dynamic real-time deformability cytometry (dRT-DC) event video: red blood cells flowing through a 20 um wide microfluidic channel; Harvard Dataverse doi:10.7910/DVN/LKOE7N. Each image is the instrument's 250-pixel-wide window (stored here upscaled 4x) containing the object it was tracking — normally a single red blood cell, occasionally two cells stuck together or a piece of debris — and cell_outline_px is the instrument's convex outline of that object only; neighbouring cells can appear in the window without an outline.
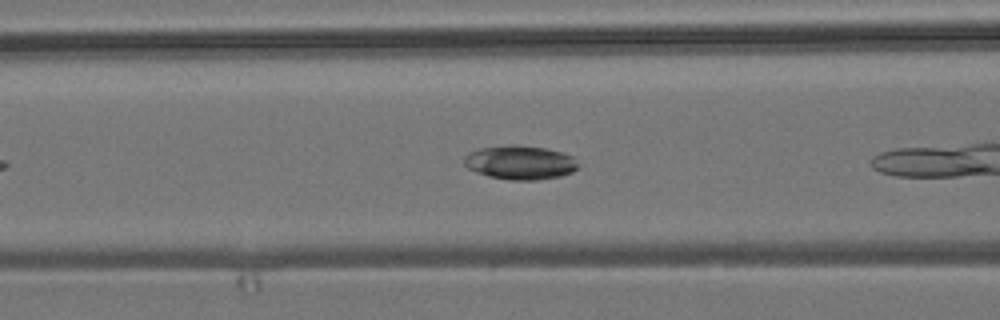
{"species": "common noctule bat (a hibernating species)", "species_latin": "Nyctalus noctula", "temperature_condition": "room temperature", "stored_images_in_passage": 13, "camera_frame_rate_fps": 3000, "um_per_image_px": 0.085, "animal": {"sex": "male", "body_mass_g": 19.2, "forearm_length_mm": 51.8}, "frame": {"image": 1, "passage_image": 6, "time_ms": 1.667, "image_size_px": [1000, 320], "cell_outline_px": [[580, 164], [572, 172], [560, 176], [536, 180], [512, 180], [488, 176], [476, 172], [468, 168], [464, 164], [464, 156], [468, 152], [480, 148], [512, 144], [516, 144], [544, 148], [560, 152], [572, 156]], "centroid_in_image_um": [44.19, 13.81], "position_along_channel_um": 122.4, "area_um2": 22.6}}